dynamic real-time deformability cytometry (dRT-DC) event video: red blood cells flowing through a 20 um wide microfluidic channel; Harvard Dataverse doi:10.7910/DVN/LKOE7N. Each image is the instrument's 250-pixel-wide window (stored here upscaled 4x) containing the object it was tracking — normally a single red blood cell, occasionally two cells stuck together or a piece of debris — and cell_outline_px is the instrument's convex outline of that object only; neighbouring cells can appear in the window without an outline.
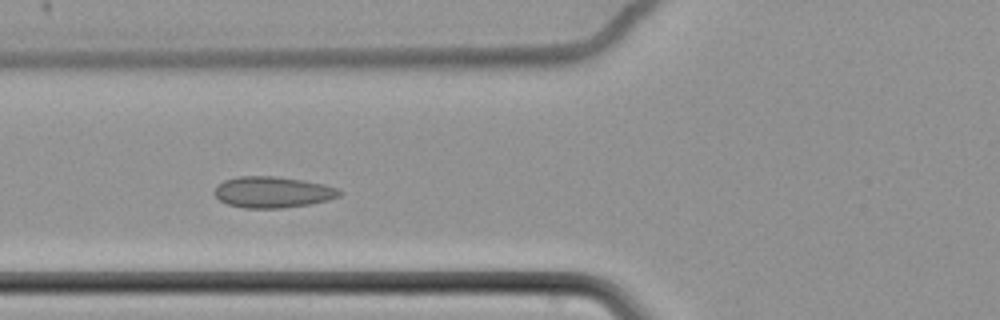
{"species": "common noctule bat (a hibernating species)", "species_latin": "Nyctalus noctula", "temperature_condition": "cold", "stored_images_in_passage": 5, "camera_frame_rate_fps": 3000, "um_per_image_px": 0.085, "animal": {"sex": "female", "body_mass_g": 22.7, "forearm_length_mm": 54.2}, "frame": {"image": 1, "passage_image": 5, "time_ms": 1.333, "image_size_px": [1000, 320], "cell_outline_px": [[340, 196], [328, 200], [308, 204], [284, 208], [244, 208], [228, 204], [220, 200], [212, 192], [224, 180], [240, 176], [276, 176], [304, 180], [324, 184], [336, 188], [340, 192]], "centroid_in_image_um": [23.17, 16.33], "position_along_channel_um": 102.6, "area_um2": 22.6}}